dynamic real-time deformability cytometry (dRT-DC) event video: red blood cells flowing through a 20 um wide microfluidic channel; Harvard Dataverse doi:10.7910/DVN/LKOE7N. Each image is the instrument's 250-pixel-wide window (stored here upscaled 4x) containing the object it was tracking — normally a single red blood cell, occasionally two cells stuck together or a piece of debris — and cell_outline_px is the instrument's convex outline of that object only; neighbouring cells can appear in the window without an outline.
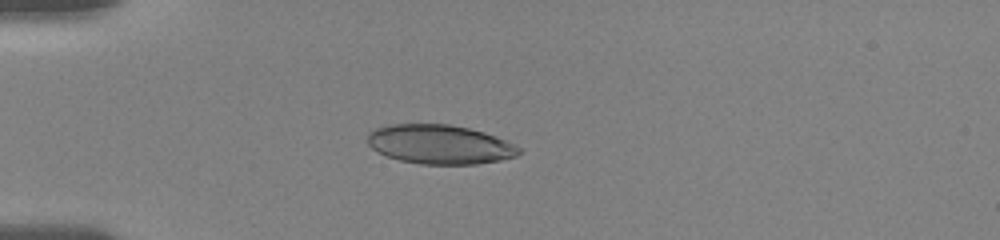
{"species": "human", "species_latin": "Homo sapiens", "temperature_condition": "room temperature", "stored_images_in_passage": 7, "camera_frame_rate_fps": 3000, "um_per_image_px": 0.085, "donor": {"sex": "female"}, "frame": {"image": 1, "passage_image": 1, "time_ms": 0.0, "image_size_px": [1000, 240], "cell_outline_px": [[524, 152], [516, 156], [500, 160], [476, 164], [420, 164], [400, 160], [388, 156], [372, 148], [368, 144], [368, 132], [376, 128], [388, 124], [448, 124], [468, 128], [484, 132], [496, 136], [520, 148]], "centroid_in_image_um": [37.38, 12.27], "position_along_channel_um": 47.6, "area_um2": 34.51}}